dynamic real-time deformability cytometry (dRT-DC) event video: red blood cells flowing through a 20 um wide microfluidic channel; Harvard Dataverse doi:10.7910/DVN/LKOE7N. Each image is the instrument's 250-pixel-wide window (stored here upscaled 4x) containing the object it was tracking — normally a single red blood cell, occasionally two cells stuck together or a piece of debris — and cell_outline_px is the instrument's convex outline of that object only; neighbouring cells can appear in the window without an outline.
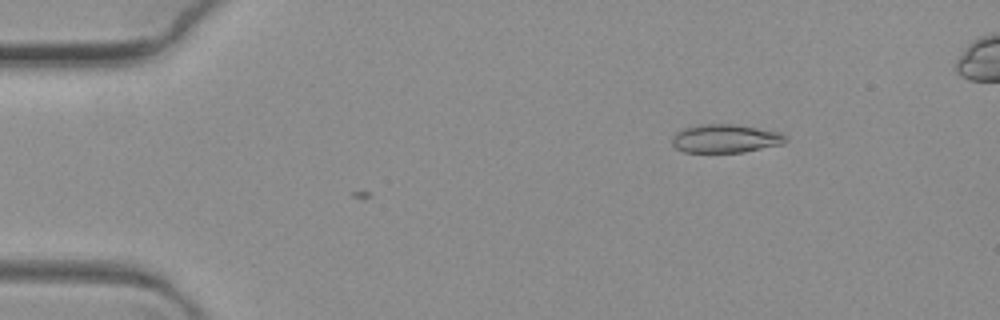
{"species": "common noctule bat (a hibernating species)", "species_latin": "Nyctalus noctula", "temperature_condition": "warm", "stored_images_in_passage": 2, "camera_frame_rate_fps": 3000, "um_per_image_px": 0.085, "animal": {"sex": "female", "body_mass_g": 19.3, "forearm_length_mm": 54.1}, "frame": {"image": 1, "passage_image": 2, "time_ms": 0.333, "image_size_px": [1000, 320], "cell_outline_px": [[788, 140], [784, 144], [744, 152], [684, 152], [676, 148], [672, 144], [672, 136], [676, 132], [684, 128], [700, 124], [736, 124], [780, 132], [788, 136]], "centroid_in_image_um": [61.69, 11.77], "position_along_channel_um": 23.3, "area_um2": 19.02}}